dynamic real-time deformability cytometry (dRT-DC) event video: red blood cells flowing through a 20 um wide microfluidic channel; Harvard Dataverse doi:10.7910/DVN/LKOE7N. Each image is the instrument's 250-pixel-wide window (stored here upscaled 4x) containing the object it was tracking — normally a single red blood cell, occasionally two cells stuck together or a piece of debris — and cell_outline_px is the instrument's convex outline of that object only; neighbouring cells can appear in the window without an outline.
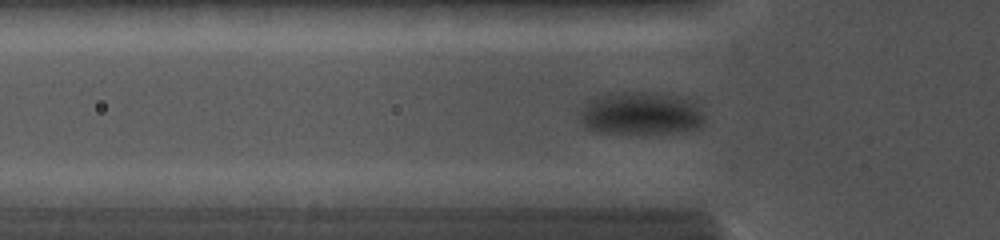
{"species": "common noctule bat (a hibernating species)", "species_latin": "Nyctalus noctula", "temperature_condition": "cold", "stored_images_in_passage": 27, "camera_frame_rate_fps": 5000, "um_per_image_px": 0.085, "animal": {"sex": "female", "body_mass_g": 19.0, "forearm_length_mm": 56.7}, "frame": {"image": 1, "passage_image": 12, "time_ms": 3.6, "image_size_px": [1000, 240], "cell_outline_px": [[704, 124], [700, 128], [676, 132], [596, 132], [584, 128], [580, 120], [580, 112], [584, 104], [588, 100], [596, 96], [612, 92], [656, 92], [688, 96], [696, 100], [704, 116]], "centroid_in_image_um": [54.51, 9.6], "position_along_channel_um": 71.3, "area_um2": 31.85}}
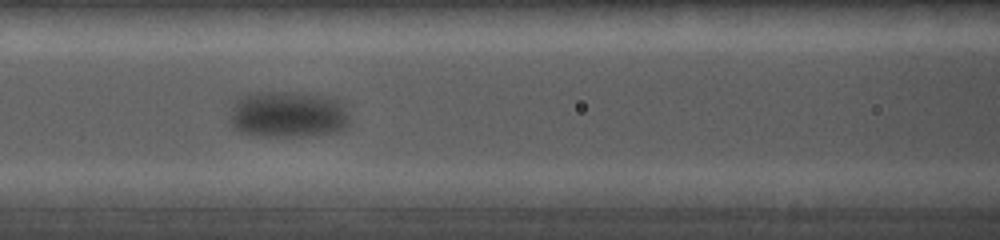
{"frame": {"image": 2, "passage_image": 18, "time_ms": 5.6, "image_size_px": [1000, 240], "cell_outline_px": [[348, 124], [340, 132], [316, 136], [260, 136], [240, 132], [232, 128], [228, 120], [232, 104], [236, 96], [248, 92], [308, 92], [332, 96], [344, 100], [348, 112]], "centroid_in_image_um": [24.48, 9.7], "position_along_channel_um": 142.1, "area_um2": 34.1}}
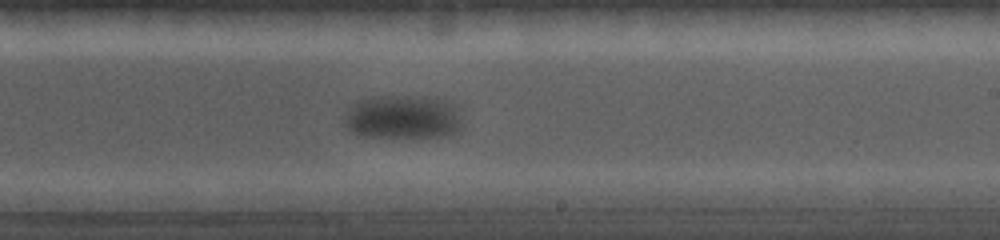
{"frame": {"image": 3, "passage_image": 26, "time_ms": 8.8, "image_size_px": [1000, 240], "cell_outline_px": [[464, 124], [460, 132], [440, 136], [364, 136], [352, 132], [344, 124], [352, 104], [360, 100], [372, 96], [436, 96], [452, 100], [464, 108]], "centroid_in_image_um": [34.45, 9.9], "position_along_channel_um": 254.5, "area_um2": 31.04}}